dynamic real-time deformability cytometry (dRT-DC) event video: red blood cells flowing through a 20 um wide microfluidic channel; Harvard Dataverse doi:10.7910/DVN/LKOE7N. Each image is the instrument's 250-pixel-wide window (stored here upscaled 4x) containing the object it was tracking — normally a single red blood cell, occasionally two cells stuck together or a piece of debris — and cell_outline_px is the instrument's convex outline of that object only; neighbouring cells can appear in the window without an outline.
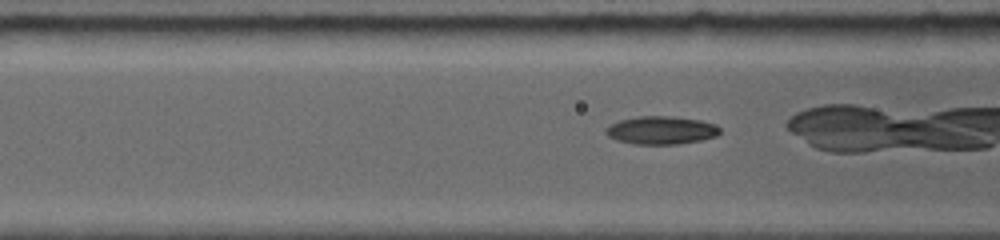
{"species": "common noctule bat (a hibernating species)", "species_latin": "Nyctalus noctula", "temperature_condition": "room temperature", "stored_images_in_passage": 54, "camera_frame_rate_fps": 5000, "um_per_image_px": 0.085, "animal": {"sex": "female", "body_mass_g": 19.0, "forearm_length_mm": 56.7}, "frame": {"image": 1, "passage_image": 6, "time_ms": 1.0, "image_size_px": [1000, 240], "cell_outline_px": [[720, 132], [716, 136], [700, 140], [676, 144], [636, 144], [620, 140], [608, 136], [608, 128], [612, 124], [620, 120], [640, 116], [668, 116], [700, 120], [712, 124], [720, 128]], "centroid_in_image_um": [56.24, 11.07], "position_along_channel_um": 110.4, "area_um2": 18.09}}
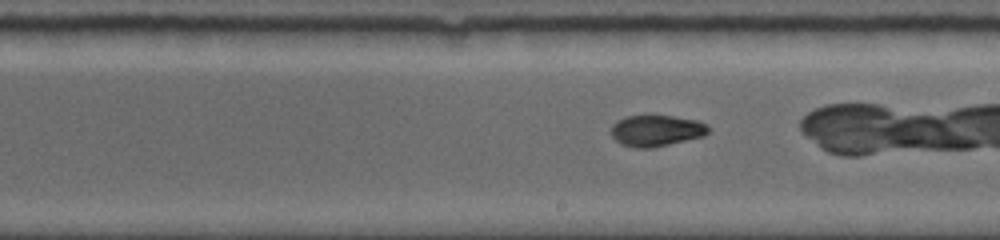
{"frame": {"image": 2, "passage_image": 22, "time_ms": 4.2, "image_size_px": [1000, 240], "cell_outline_px": [[708, 132], [704, 136], [652, 148], [636, 148], [620, 144], [612, 136], [612, 124], [624, 116], [672, 116], [696, 120], [708, 124]], "centroid_in_image_um": [55.78, 11.11], "position_along_channel_um": 233.2, "area_um2": 17.63}}
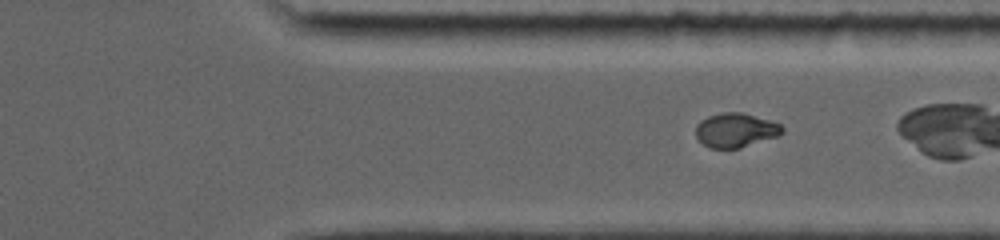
{"frame": {"image": 3, "passage_image": 37, "time_ms": 7.2, "image_size_px": [1000, 240], "cell_outline_px": [[784, 132], [780, 136], [740, 148], [712, 148], [704, 144], [696, 136], [696, 124], [700, 120], [708, 116], [724, 112], [744, 112], [780, 124], [784, 128]], "centroid_in_image_um": [62.56, 11.06], "position_along_channel_um": 348.8, "area_um2": 17.34}}